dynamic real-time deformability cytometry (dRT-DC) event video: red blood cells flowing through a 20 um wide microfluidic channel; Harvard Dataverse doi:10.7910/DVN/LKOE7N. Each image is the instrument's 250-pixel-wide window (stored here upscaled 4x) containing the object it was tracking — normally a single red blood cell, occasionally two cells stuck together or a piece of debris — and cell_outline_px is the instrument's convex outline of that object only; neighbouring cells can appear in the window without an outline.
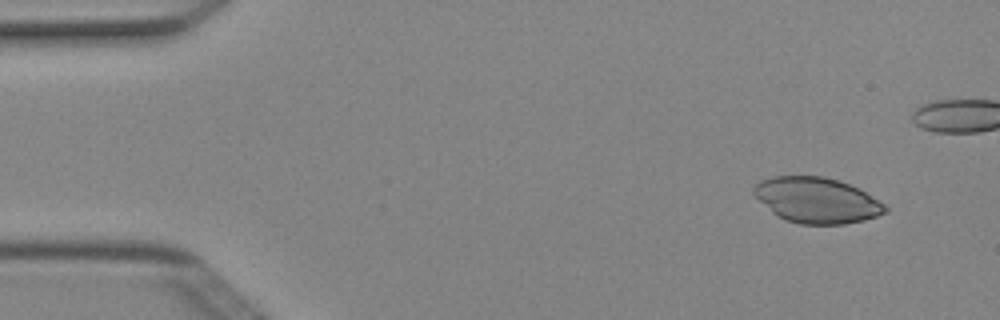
{"species": "Egyptian fruit bat (a non-hibernating species)", "species_latin": "Rousettus aegyptiacus", "temperature_condition": "cold", "stored_images_in_passage": 5, "camera_frame_rate_fps": 3000, "um_per_image_px": 0.085, "animal": {"sex": "female"}, "frame": {"image": 1, "passage_image": 1, "time_ms": 0.0, "image_size_px": [1000, 320], "cell_outline_px": [[888, 212], [864, 220], [844, 224], [800, 224], [784, 220], [772, 212], [752, 192], [752, 188], [760, 180], [772, 176], [824, 176], [860, 188], [884, 204], [888, 208]], "centroid_in_image_um": [69.43, 17.02], "position_along_channel_um": 15.6, "area_um2": 34.85}}